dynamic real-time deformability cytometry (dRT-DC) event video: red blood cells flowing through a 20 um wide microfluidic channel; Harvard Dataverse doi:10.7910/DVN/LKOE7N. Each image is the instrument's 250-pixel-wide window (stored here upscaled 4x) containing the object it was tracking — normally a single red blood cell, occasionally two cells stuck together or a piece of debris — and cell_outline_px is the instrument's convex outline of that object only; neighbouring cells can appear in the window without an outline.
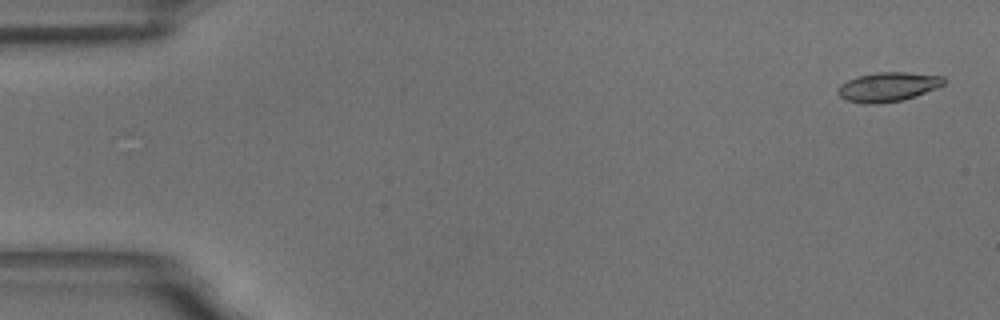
{"species": "common noctule bat (a hibernating species)", "species_latin": "Nyctalus noctula", "temperature_condition": "room temperature", "stored_images_in_passage": 3, "camera_frame_rate_fps": 3000, "um_per_image_px": 0.085, "animal": {"sex": "male", "body_mass_g": 18.8}, "frame": {"image": 1, "passage_image": 1, "time_ms": 0.0, "image_size_px": [1000, 320], "cell_outline_px": [[948, 80], [944, 84], [936, 88], [916, 96], [904, 100], [880, 104], [864, 104], [848, 100], [840, 96], [836, 92], [836, 88], [840, 84], [856, 76], [876, 72], [908, 72], [944, 76]], "centroid_in_image_um": [75.48, 7.38], "position_along_channel_um": 9.5, "area_um2": 18.44}}